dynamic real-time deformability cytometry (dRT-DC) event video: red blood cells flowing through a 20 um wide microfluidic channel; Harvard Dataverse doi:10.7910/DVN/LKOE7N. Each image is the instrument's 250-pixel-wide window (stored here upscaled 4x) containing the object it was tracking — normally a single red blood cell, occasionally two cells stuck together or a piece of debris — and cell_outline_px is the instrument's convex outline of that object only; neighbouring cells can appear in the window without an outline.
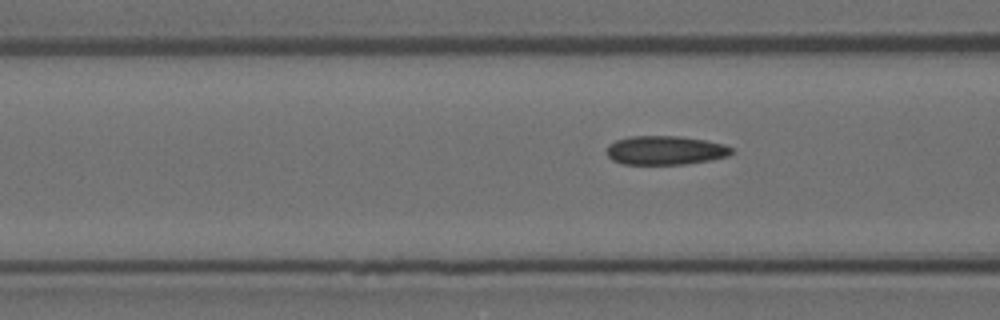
{"species": "Egyptian fruit bat (a non-hibernating species)", "species_latin": "Rousettus aegyptiacus", "temperature_condition": "room temperature", "stored_images_in_passage": 3, "camera_frame_rate_fps": 3000, "um_per_image_px": 0.085, "animal": {"sex": "female"}, "frame": {"image": 1, "passage_image": 3, "time_ms": 0.667, "image_size_px": [1000, 320], "cell_outline_px": [[732, 152], [728, 156], [708, 160], [684, 164], [624, 164], [612, 160], [608, 156], [608, 144], [616, 140], [632, 136], [680, 136], [704, 140], [724, 144], [732, 148]], "centroid_in_image_um": [56.54, 12.77], "position_along_channel_um": 110.1, "area_um2": 20.87}}